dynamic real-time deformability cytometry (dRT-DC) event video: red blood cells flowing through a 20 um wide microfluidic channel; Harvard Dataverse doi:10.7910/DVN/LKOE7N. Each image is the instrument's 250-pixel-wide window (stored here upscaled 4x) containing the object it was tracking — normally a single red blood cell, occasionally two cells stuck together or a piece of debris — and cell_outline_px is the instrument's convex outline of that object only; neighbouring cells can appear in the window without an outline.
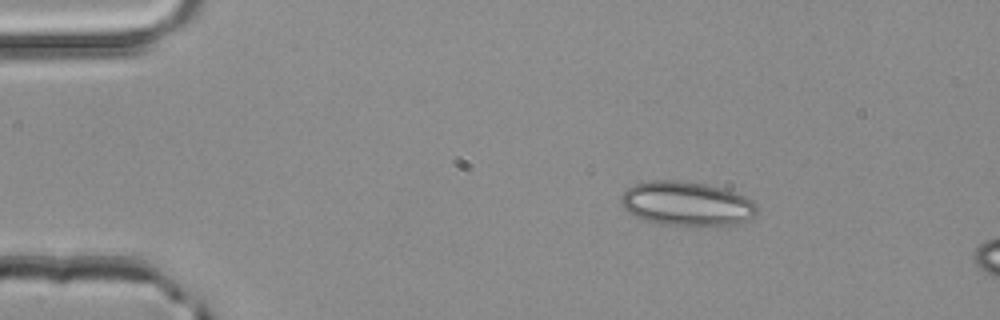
{"species": "common noctule bat (a hibernating species)", "species_latin": "Nyctalus noctula", "temperature_condition": "room temperature", "stored_images_in_passage": 2, "camera_frame_rate_fps": 3000, "um_per_image_px": 0.085, "animal": {"sex": "male", "body_mass_g": 20.4}, "frame": {"image": 1, "passage_image": 1, "time_ms": 0.0, "image_size_px": [1000, 320], "cell_outline_px": [[756, 212], [748, 220], [736, 224], [692, 228], [656, 224], [636, 216], [624, 208], [620, 204], [620, 196], [628, 188], [636, 184], [652, 180], [676, 180], [704, 184], [724, 188], [736, 192], [752, 200], [756, 204]], "centroid_in_image_um": [58.37, 17.35], "position_along_channel_um": 26.6, "area_um2": 35.72}}